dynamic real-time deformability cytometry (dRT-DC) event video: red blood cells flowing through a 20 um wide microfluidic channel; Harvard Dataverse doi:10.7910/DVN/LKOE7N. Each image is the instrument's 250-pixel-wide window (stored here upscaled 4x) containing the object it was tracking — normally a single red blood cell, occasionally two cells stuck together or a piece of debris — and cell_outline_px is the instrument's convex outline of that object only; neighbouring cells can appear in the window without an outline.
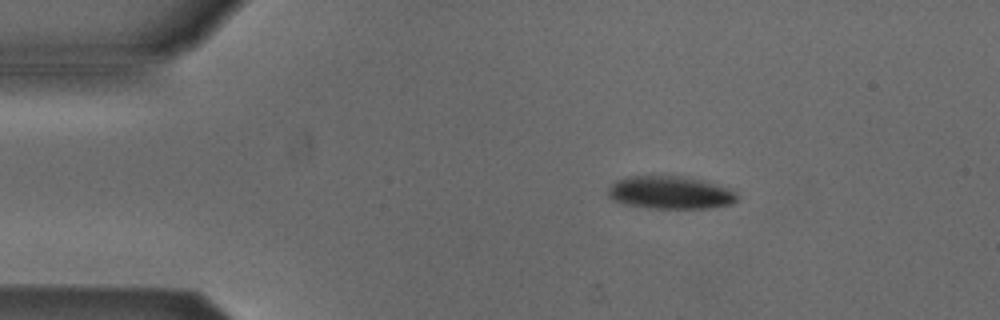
{"species": "Egyptian fruit bat (a non-hibernating species)", "species_latin": "Rousettus aegyptiacus", "temperature_condition": "cold", "stored_images_in_passage": 5, "camera_frame_rate_fps": 3000, "um_per_image_px": 0.085, "animal": {"sex": "male"}, "frame": {"image": 1, "passage_image": 2, "time_ms": 1.333, "image_size_px": [1000, 320], "cell_outline_px": [[736, 200], [732, 204], [712, 208], [648, 208], [624, 204], [612, 200], [608, 196], [608, 188], [616, 180], [628, 176], [684, 176], [732, 188], [736, 192]], "centroid_in_image_um": [56.96, 16.37], "position_along_channel_um": 28.0, "area_um2": 24.85}}
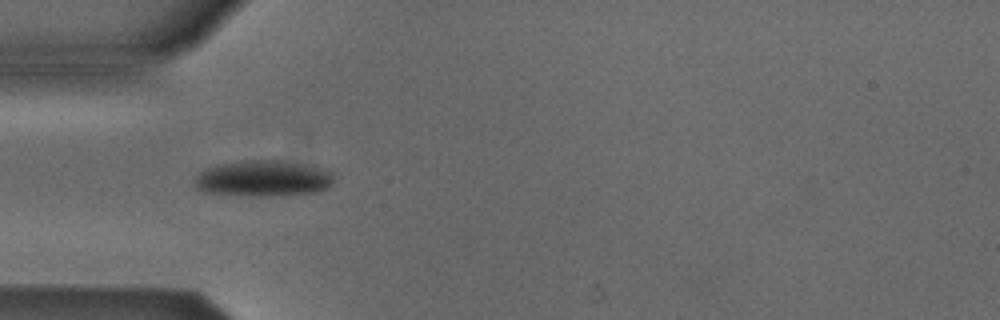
{"frame": {"image": 2, "passage_image": 4, "time_ms": 3.667, "image_size_px": [1000, 320], "cell_outline_px": [[332, 184], [328, 188], [316, 192], [260, 196], [204, 192], [196, 188], [192, 184], [192, 180], [204, 168], [216, 164], [240, 160], [280, 160], [316, 164], [332, 172]], "centroid_in_image_um": [22.36, 15.13], "position_along_channel_um": 62.6, "area_um2": 29.82}}
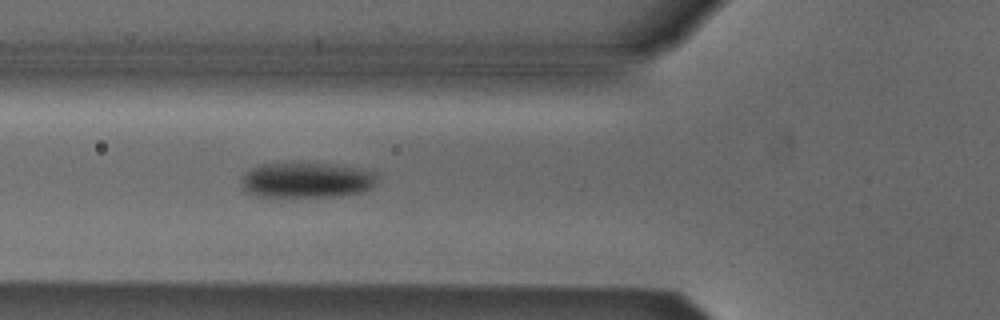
{"frame": {"image": 3, "passage_image": 5, "time_ms": 4.667, "image_size_px": [1000, 320], "cell_outline_px": [[376, 184], [372, 188], [360, 192], [340, 196], [272, 200], [256, 196], [244, 192], [240, 184], [240, 180], [244, 172], [252, 168], [264, 164], [336, 164], [364, 168], [376, 172]], "centroid_in_image_um": [26.01, 15.37], "position_along_channel_um": 99.8, "area_um2": 29.36}}